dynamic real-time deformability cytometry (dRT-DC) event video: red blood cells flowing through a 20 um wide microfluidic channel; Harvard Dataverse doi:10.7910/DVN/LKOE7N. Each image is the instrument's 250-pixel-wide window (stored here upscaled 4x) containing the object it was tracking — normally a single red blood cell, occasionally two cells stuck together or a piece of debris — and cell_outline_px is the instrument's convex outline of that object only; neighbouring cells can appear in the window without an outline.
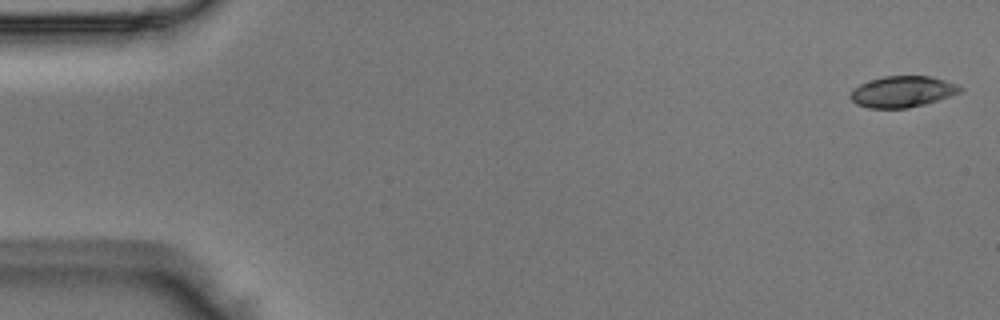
{"species": "Egyptian fruit bat (a non-hibernating species)", "species_latin": "Rousettus aegyptiacus", "temperature_condition": "room temperature", "stored_images_in_passage": 50, "camera_frame_rate_fps": 3000, "um_per_image_px": 0.085, "animal": {"sex": "male"}, "frame": {"image": 1, "passage_image": 1, "time_ms": 0.0, "image_size_px": [1000, 320], "cell_outline_px": [[964, 88], [960, 92], [924, 104], [908, 108], [868, 108], [856, 104], [848, 96], [852, 88], [860, 84], [884, 76], [932, 76], [956, 84]], "centroid_in_image_um": [76.66, 7.79], "position_along_channel_um": 8.3, "area_um2": 19.83}}
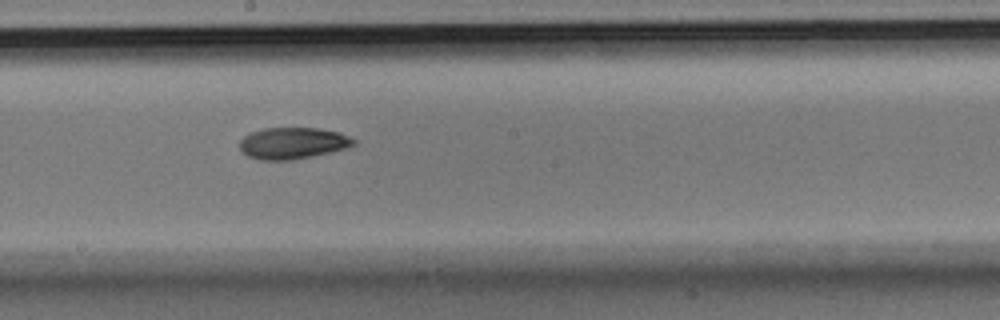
{"frame": {"image": 2, "passage_image": 27, "time_ms": 8.667, "image_size_px": [1000, 320], "cell_outline_px": [[356, 144], [344, 148], [312, 156], [292, 160], [260, 160], [248, 156], [240, 148], [240, 140], [244, 136], [252, 132], [264, 128], [320, 128], [340, 132], [356, 140]], "centroid_in_image_um": [24.88, 12.16], "position_along_channel_um": 223.3, "area_um2": 20.81}}
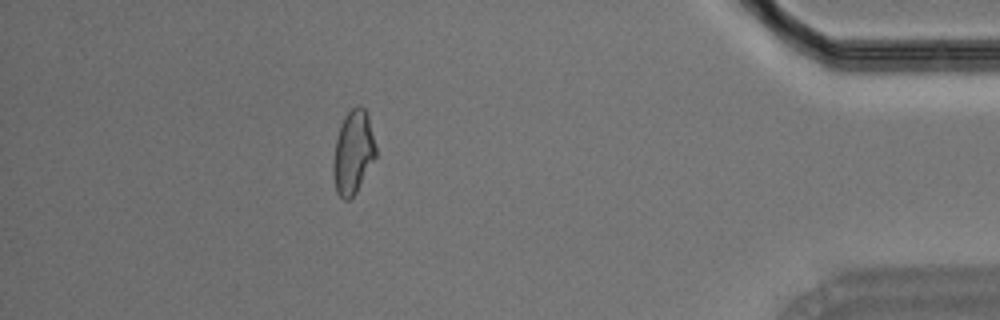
{"frame": {"image": 3, "passage_image": 44, "time_ms": 14.333, "image_size_px": [1000, 320], "cell_outline_px": [[376, 156], [356, 192], [348, 200], [344, 200], [336, 192], [332, 168], [332, 164], [336, 140], [344, 116], [356, 104], [360, 104], [364, 108], [368, 116], [376, 148]], "centroid_in_image_um": [30.0, 12.93], "position_along_channel_um": 405.2, "area_um2": 20.52}}